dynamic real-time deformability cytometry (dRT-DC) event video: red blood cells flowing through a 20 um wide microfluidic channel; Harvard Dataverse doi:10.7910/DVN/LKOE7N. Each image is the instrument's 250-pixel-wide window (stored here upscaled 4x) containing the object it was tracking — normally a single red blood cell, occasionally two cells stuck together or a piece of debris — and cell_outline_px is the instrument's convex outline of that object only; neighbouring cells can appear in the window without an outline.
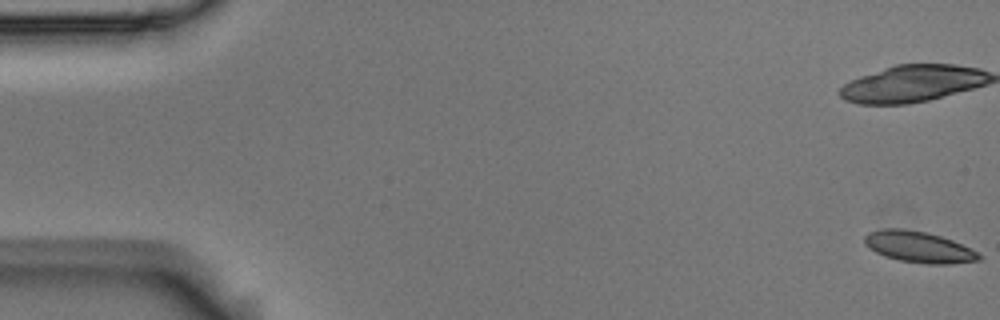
{"species": "Egyptian fruit bat (a non-hibernating species)", "species_latin": "Rousettus aegyptiacus", "temperature_condition": "room temperature", "stored_images_in_passage": 5, "camera_frame_rate_fps": 3000, "um_per_image_px": 0.085, "animal": {"sex": "male"}, "frame": {"image": 1, "passage_image": 1, "time_ms": 0.0, "image_size_px": [1000, 320], "cell_outline_px": [[984, 256], [980, 260], [948, 264], [928, 264], [900, 260], [884, 256], [868, 248], [864, 244], [864, 236], [868, 232], [884, 228], [904, 228], [928, 232], [952, 240]], "centroid_in_image_um": [78.05, 20.98], "position_along_channel_um": 6.9, "area_um2": 20.81}}